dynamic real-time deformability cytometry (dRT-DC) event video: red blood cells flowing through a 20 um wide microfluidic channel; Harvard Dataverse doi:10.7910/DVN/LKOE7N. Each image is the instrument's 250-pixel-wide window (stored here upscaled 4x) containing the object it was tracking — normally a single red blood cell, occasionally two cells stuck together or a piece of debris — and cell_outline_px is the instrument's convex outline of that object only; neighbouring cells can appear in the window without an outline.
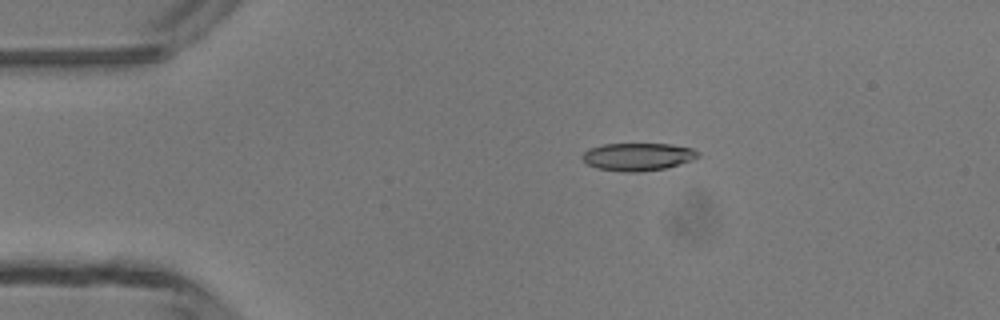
{"species": "common noctule bat (a hibernating species)", "species_latin": "Nyctalus noctula", "temperature_condition": "room temperature", "stored_images_in_passage": 3, "camera_frame_rate_fps": 3000, "um_per_image_px": 0.085, "animal": {"sex": "male", "body_mass_g": 13.3}, "frame": {"image": 1, "passage_image": 2, "time_ms": 1.333, "image_size_px": [1000, 320], "cell_outline_px": [[700, 156], [692, 160], [680, 164], [664, 168], [640, 172], [624, 172], [596, 168], [588, 164], [580, 156], [588, 148], [604, 144], [672, 144], [692, 148], [700, 152]], "centroid_in_image_um": [54.22, 13.32], "position_along_channel_um": 30.8, "area_um2": 18.79}}